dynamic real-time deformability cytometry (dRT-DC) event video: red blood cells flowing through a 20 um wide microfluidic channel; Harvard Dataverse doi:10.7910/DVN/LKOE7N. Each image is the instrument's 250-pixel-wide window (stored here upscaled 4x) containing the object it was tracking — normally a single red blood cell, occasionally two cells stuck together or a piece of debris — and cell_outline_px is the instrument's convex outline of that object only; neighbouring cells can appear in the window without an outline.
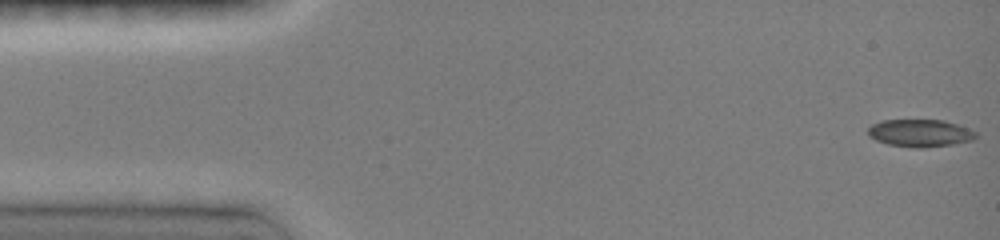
{"species": "common noctule bat (a hibernating species)", "species_latin": "Nyctalus noctula", "temperature_condition": "room temperature", "stored_images_in_passage": 41, "camera_frame_rate_fps": 3000, "um_per_image_px": 0.085, "animal": {"sex": "female", "body_mass_g": 19.0, "forearm_length_mm": 51.5}, "frame": {"image": 1, "passage_image": 1, "time_ms": 0.0, "image_size_px": [1000, 240], "cell_outline_px": [[976, 136], [972, 140], [952, 144], [888, 144], [876, 140], [868, 136], [868, 128], [872, 124], [884, 120], [944, 120], [956, 124], [976, 132]], "centroid_in_image_um": [78.17, 11.24], "position_along_channel_um": 6.8, "area_um2": 16.07}}
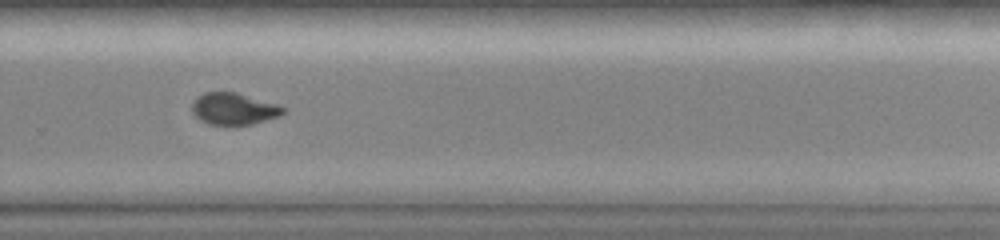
{"frame": {"image": 2, "passage_image": 29, "time_ms": 10.333, "image_size_px": [1000, 240], "cell_outline_px": [[284, 112], [280, 116], [252, 124], [208, 124], [200, 120], [192, 112], [192, 104], [196, 96], [204, 92], [236, 92], [276, 104], [284, 108]], "centroid_in_image_um": [19.84, 9.24], "position_along_channel_um": 310.0, "area_um2": 16.7}}
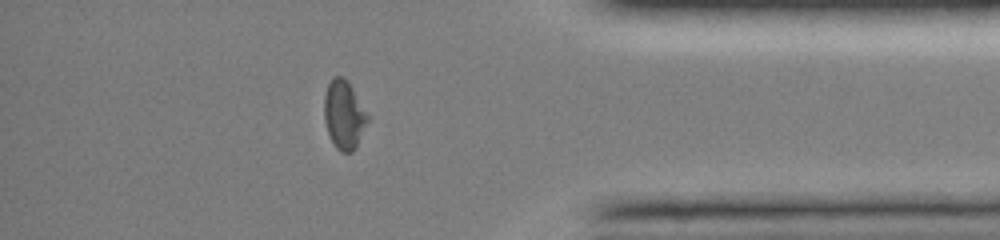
{"frame": {"image": 3, "passage_image": 37, "time_ms": 13.0, "image_size_px": [1000, 240], "cell_outline_px": [[368, 120], [352, 152], [340, 152], [336, 148], [328, 132], [324, 120], [324, 96], [328, 84], [332, 76], [344, 76], [348, 80], [368, 116]], "centroid_in_image_um": [29.2, 9.71], "position_along_channel_um": 406.0, "area_um2": 17.05}, "authors_computed_cell_mechanics": {"area_um2": 17.5134, "velocity_mm_per_s": 4.1106, "shape_relaxation_time_tau1_ms": null, "shape_relaxation_time_tau2_ms": 1.4616, "deformation_change_tau1": null, "deformation_change_tau2": 0.0433}}